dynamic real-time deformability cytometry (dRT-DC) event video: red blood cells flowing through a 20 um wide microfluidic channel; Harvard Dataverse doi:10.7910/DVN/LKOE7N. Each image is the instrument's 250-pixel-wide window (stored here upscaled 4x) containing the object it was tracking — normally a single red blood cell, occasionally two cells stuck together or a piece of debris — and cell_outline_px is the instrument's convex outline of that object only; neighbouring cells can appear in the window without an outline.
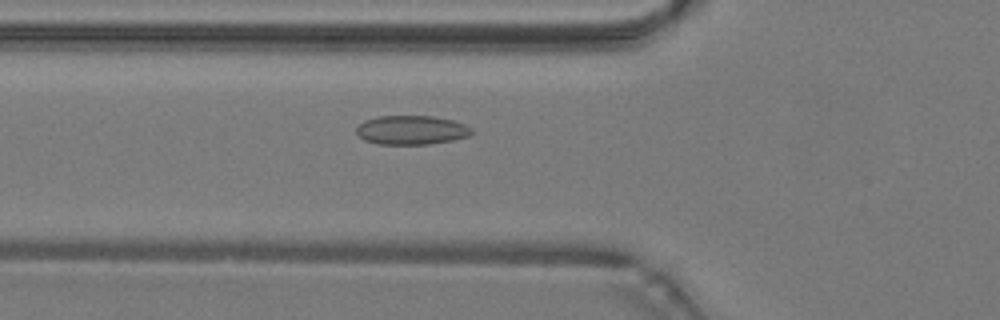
{"species": "common noctule bat (a hibernating species)", "species_latin": "Nyctalus noctula", "temperature_condition": "warm", "stored_images_in_passage": 38, "camera_frame_rate_fps": 3000, "um_per_image_px": 0.085, "animal": {"sex": "male", "body_mass_g": 19.2, "forearm_length_mm": 51.8}, "frame": {"image": 1, "passage_image": 6, "time_ms": 1.667, "image_size_px": [1000, 320], "cell_outline_px": [[472, 132], [468, 136], [452, 140], [428, 144], [380, 144], [364, 140], [356, 132], [356, 128], [364, 120], [376, 116], [432, 116], [452, 120], [464, 124], [472, 128]], "centroid_in_image_um": [34.95, 11.05], "position_along_channel_um": 90.8, "area_um2": 19.42}}
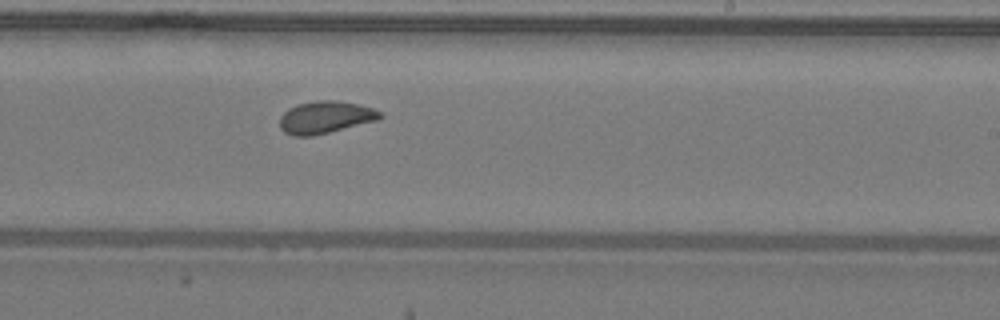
{"frame": {"image": 2, "passage_image": 18, "time_ms": 5.667, "image_size_px": [1000, 320], "cell_outline_px": [[384, 116], [376, 120], [312, 136], [292, 136], [284, 132], [280, 128], [280, 116], [288, 108], [296, 104], [316, 100], [336, 100], [360, 104], [372, 108], [380, 112]], "centroid_in_image_um": [27.61, 9.95], "position_along_channel_um": 261.4, "area_um2": 18.84}}
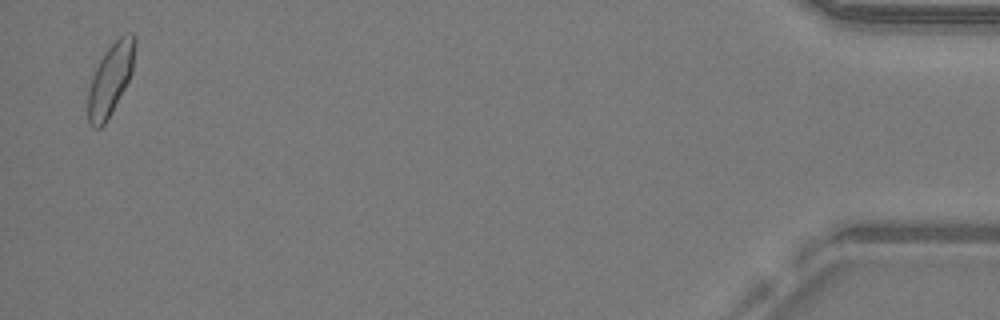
{"frame": {"image": 3, "passage_image": 36, "time_ms": 11.667, "image_size_px": [1000, 320], "cell_outline_px": [[136, 40], [132, 72], [112, 112], [104, 124], [100, 128], [92, 128], [88, 124], [88, 92], [92, 76], [104, 52], [124, 32], [132, 32], [136, 36]], "centroid_in_image_um": [9.39, 6.72], "position_along_channel_um": 425.8, "area_um2": 19.54}}